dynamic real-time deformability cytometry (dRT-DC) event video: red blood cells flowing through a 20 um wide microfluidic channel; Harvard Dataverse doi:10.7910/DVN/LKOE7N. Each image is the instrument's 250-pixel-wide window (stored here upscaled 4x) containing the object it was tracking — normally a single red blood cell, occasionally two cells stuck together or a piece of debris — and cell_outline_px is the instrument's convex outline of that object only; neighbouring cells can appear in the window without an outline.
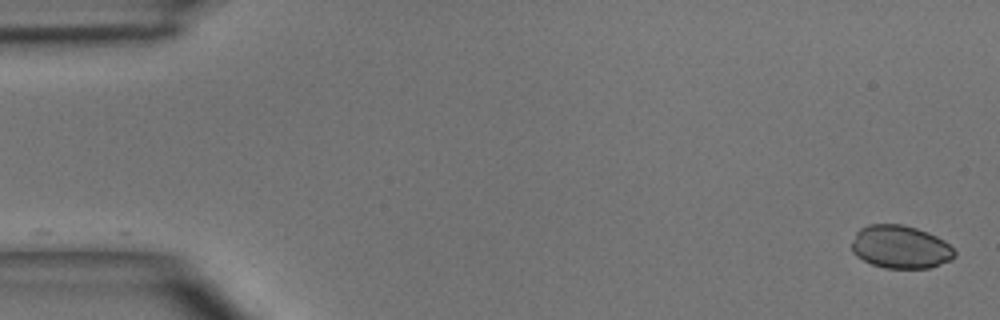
{"species": "common noctule bat (a hibernating species)", "species_latin": "Nyctalus noctula", "temperature_condition": "room temperature", "stored_images_in_passage": 6, "camera_frame_rate_fps": 3000, "um_per_image_px": 0.085, "animal": {"sex": "male", "body_mass_g": 15.6}, "frame": {"image": 1, "passage_image": 1, "time_ms": 0.0, "image_size_px": [1000, 320], "cell_outline_px": [[956, 256], [952, 260], [928, 268], [884, 268], [872, 264], [856, 256], [852, 252], [852, 244], [856, 232], [860, 228], [868, 224], [904, 224], [928, 232], [944, 240], [956, 252]], "centroid_in_image_um": [76.54, 20.99], "position_along_channel_um": 8.5, "area_um2": 25.89}}
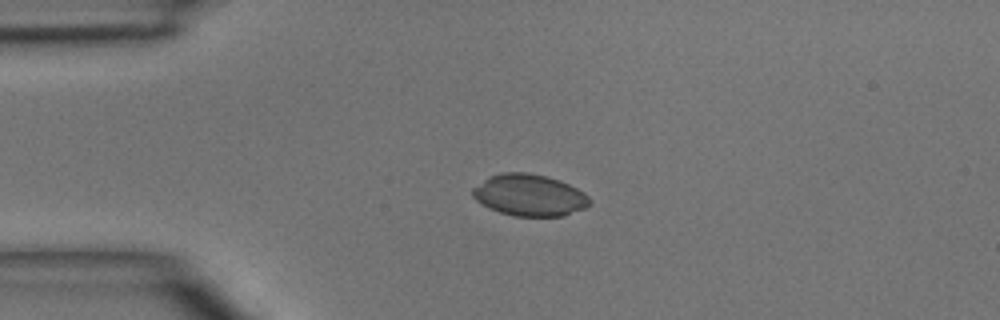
{"frame": {"image": 2, "passage_image": 4, "time_ms": 3.333, "image_size_px": [1000, 320], "cell_outline_px": [[592, 200], [584, 208], [564, 216], [512, 216], [488, 208], [476, 200], [472, 196], [472, 188], [488, 176], [500, 172], [528, 172], [548, 176], [560, 180], [584, 192]], "centroid_in_image_um": [44.98, 16.58], "position_along_channel_um": 40.0, "area_um2": 28.67}}
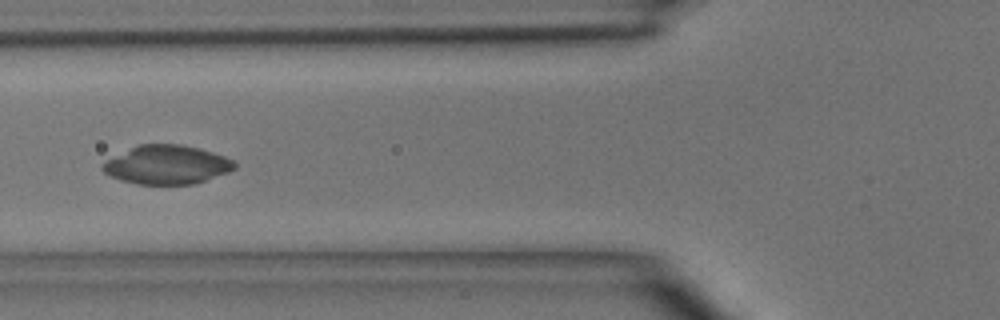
{"frame": {"image": 3, "passage_image": 6, "time_ms": 5.667, "image_size_px": [1000, 320], "cell_outline_px": [[236, 168], [228, 172], [196, 184], [136, 184], [120, 180], [104, 172], [100, 168], [100, 164], [140, 144], [180, 144], [200, 148], [224, 156], [232, 160], [236, 164]], "centroid_in_image_um": [14.2, 14.01], "position_along_channel_um": 111.6, "area_um2": 29.65}}